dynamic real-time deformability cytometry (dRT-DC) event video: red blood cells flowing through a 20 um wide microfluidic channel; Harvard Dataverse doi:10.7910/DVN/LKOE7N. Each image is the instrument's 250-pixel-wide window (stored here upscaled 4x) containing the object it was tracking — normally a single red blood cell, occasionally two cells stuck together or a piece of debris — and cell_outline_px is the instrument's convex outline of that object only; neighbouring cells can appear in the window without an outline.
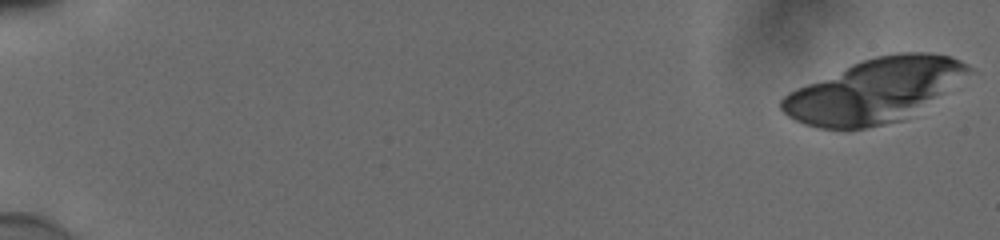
{"species": "human", "species_latin": "Homo sapiens", "temperature_condition": "cold", "stored_images_in_passage": 9, "camera_frame_rate_fps": 3000, "um_per_image_px": 0.085, "donor": {"sex": "male"}, "frame": {"image": 1, "passage_image": 1, "time_ms": 0.0, "image_size_px": [1000, 240], "cell_outline_px": [[972, 72], [904, 120], [864, 128], [820, 128], [804, 124], [788, 116], [780, 108], [780, 100], [788, 92], [796, 88], [852, 64], [876, 56], [896, 52], [928, 52], [952, 56], [968, 64], [972, 68]], "centroid_in_image_um": [74.33, 7.69], "position_along_channel_um": 10.7, "area_um2": 68.67}}